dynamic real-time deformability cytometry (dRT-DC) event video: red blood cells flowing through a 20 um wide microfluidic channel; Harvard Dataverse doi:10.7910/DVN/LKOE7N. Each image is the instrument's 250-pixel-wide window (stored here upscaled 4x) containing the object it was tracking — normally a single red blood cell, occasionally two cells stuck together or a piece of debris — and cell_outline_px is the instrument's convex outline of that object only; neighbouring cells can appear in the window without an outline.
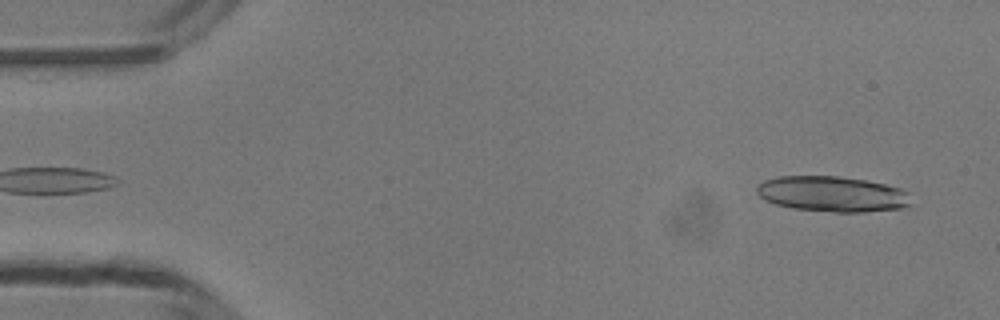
{"species": "common noctule bat (a hibernating species)", "species_latin": "Nyctalus noctula", "temperature_condition": "room temperature", "stored_images_in_passage": 44, "segment_of_instrument_passage": [1, 2], "camera_frame_rate_fps": 3000, "um_per_image_px": 0.085, "animal": {"sex": "male", "body_mass_g": 13.3}, "frame": {"image": 1, "passage_image": 2, "time_ms": 0.333, "image_size_px": [1000, 320], "cell_outline_px": [[912, 204], [900, 208], [864, 212], [836, 212], [792, 208], [776, 204], [764, 200], [756, 192], [756, 188], [764, 180], [780, 176], [840, 176], [864, 180], [884, 184], [900, 188], [908, 192]], "centroid_in_image_um": [70.74, 16.49], "position_along_channel_um": 14.3, "area_um2": 31.91}}